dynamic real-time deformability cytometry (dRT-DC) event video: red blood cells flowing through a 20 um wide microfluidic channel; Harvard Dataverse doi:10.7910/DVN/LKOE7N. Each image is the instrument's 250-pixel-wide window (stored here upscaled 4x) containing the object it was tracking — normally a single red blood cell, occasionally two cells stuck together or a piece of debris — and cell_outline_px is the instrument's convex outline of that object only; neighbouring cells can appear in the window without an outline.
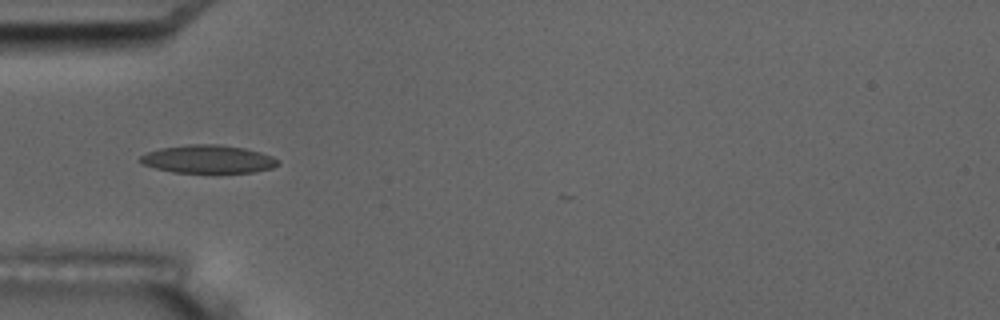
{"species": "common noctule bat (a hibernating species)", "species_latin": "Nyctalus noctula", "temperature_condition": "room temperature", "stored_images_in_passage": 17, "camera_frame_rate_fps": 3000, "um_per_image_px": 0.085, "animal": {"sex": "male", "body_mass_g": 17.5, "forearm_length_mm": 52.3}, "frame": {"image": 1, "passage_image": 6, "time_ms": 5.667, "image_size_px": [1000, 320], "cell_outline_px": [[280, 164], [272, 168], [252, 172], [216, 176], [172, 172], [156, 168], [144, 164], [140, 160], [140, 156], [148, 152], [160, 148], [188, 144], [220, 144], [244, 148], [260, 152], [272, 156], [280, 160]], "centroid_in_image_um": [17.74, 13.58], "position_along_channel_um": 67.3, "area_um2": 23.58}}
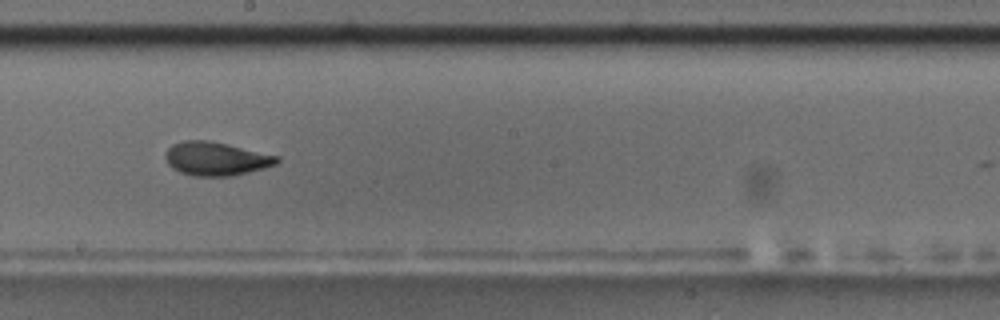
{"frame": {"image": 2, "passage_image": 10, "time_ms": 10.333, "image_size_px": [1000, 320], "cell_outline_px": [[280, 160], [276, 164], [264, 168], [232, 176], [192, 176], [180, 172], [172, 168], [168, 164], [164, 156], [168, 148], [172, 144], [184, 140], [208, 140], [280, 156]], "centroid_in_image_um": [18.35, 13.49], "position_along_channel_um": 229.9, "area_um2": 21.85}, "authors_computed_cell_mechanics": {"area_um2": 21.2126, "velocity_mm_per_s": 3.4934, "shape_relaxation_time_tau1_ms": 3.9154, "shape_relaxation_time_tau2_ms": 1.4783, "deformation_change_tau1": 0.1383, "deformation_change_tau2": 0.0457}}